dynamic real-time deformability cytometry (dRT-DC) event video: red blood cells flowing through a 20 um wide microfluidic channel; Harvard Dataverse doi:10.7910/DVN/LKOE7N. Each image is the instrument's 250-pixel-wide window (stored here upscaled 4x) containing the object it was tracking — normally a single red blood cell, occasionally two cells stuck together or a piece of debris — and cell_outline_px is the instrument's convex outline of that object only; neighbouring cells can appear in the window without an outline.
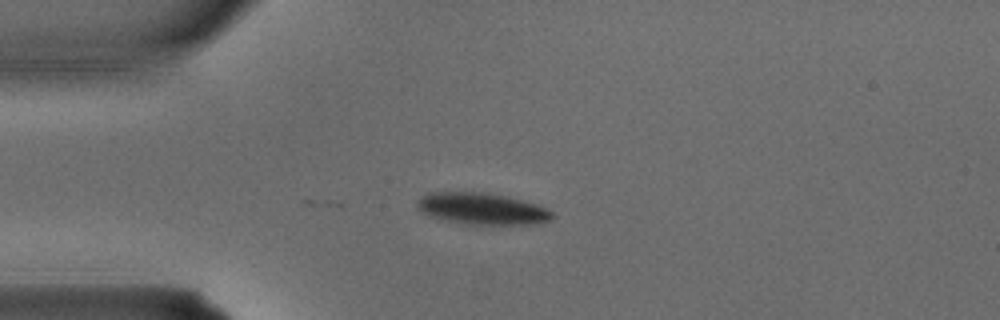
{"species": "common noctule bat (a hibernating species)", "species_latin": "Nyctalus noctula", "temperature_condition": "warm", "stored_images_in_passage": 2, "camera_frame_rate_fps": 3000, "um_per_image_px": 0.085, "animal": {"sex": "male", "body_mass_g": 15.6}, "frame": {"image": 1, "passage_image": 2, "time_ms": 0.333, "image_size_px": [1000, 320], "cell_outline_px": [[556, 216], [552, 220], [536, 224], [464, 224], [444, 220], [428, 216], [420, 212], [416, 208], [416, 200], [420, 196], [428, 192], [484, 192], [508, 196], [536, 204], [552, 212]], "centroid_in_image_um": [40.92, 17.74], "position_along_channel_um": 44.1, "area_um2": 25.26}}